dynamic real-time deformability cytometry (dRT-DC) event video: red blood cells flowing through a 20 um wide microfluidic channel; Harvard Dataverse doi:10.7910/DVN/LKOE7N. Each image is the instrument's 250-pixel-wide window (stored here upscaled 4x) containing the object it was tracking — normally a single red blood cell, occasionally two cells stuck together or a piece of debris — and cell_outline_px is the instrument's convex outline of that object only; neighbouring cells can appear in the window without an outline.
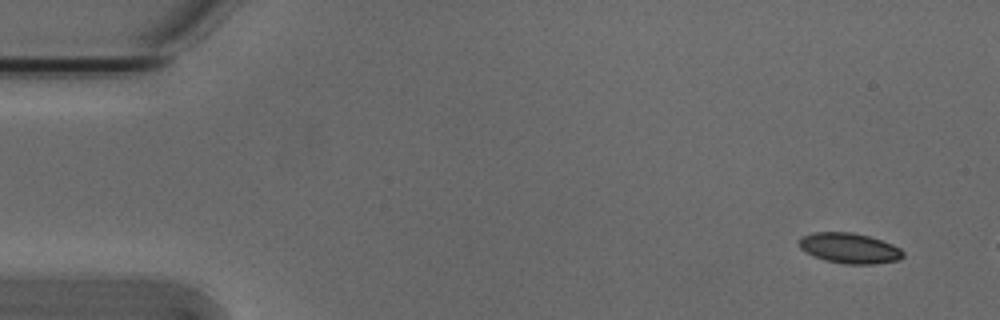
{"species": "Egyptian fruit bat (a non-hibernating species)", "species_latin": "Rousettus aegyptiacus", "temperature_condition": "cold", "stored_images_in_passage": 5, "camera_frame_rate_fps": 3000, "um_per_image_px": 0.085, "animal": {"sex": "male"}, "frame": {"image": 1, "passage_image": 1, "time_ms": 0.0, "image_size_px": [1000, 320], "cell_outline_px": [[904, 256], [900, 260], [876, 264], [844, 264], [824, 260], [812, 256], [804, 252], [800, 248], [796, 240], [800, 236], [812, 232], [852, 232], [868, 236], [892, 244], [900, 248], [904, 252]], "centroid_in_image_um": [72.15, 21.1], "position_along_channel_um": 12.8, "area_um2": 18.79}}
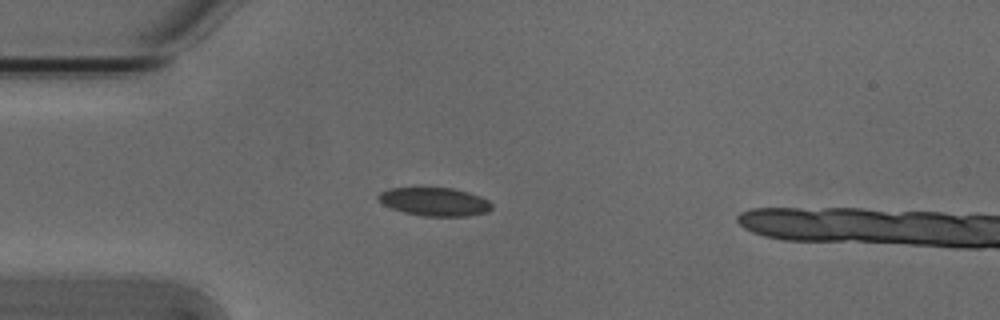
{"frame": {"image": 2, "passage_image": 4, "time_ms": 1.0, "image_size_px": [1000, 320], "cell_outline_px": [[492, 208], [488, 212], [468, 216], [424, 216], [404, 212], [392, 208], [376, 200], [376, 196], [380, 192], [388, 188], [452, 188], [468, 192], [488, 200], [492, 204]], "centroid_in_image_um": [36.92, 17.15], "position_along_channel_um": 48.1, "area_um2": 18.73}}